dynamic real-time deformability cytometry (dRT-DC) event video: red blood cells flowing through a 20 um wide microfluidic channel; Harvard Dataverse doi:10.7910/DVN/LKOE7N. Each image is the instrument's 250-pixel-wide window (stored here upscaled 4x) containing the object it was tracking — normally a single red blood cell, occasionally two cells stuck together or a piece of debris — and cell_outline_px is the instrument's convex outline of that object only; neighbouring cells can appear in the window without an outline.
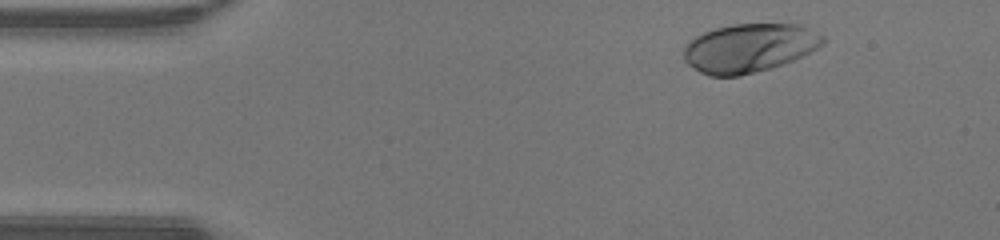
{"species": "human", "species_latin": "Homo sapiens", "temperature_condition": "warm", "stored_images_in_passage": 44, "camera_frame_rate_fps": 3000, "um_per_image_px": 0.085, "donor": {"sex": "male"}, "frame": {"image": 1, "passage_image": 3, "time_ms": 0.667, "image_size_px": [1000, 240], "cell_outline_px": [[824, 44], [784, 64], [740, 76], [708, 76], [684, 64], [684, 48], [688, 40], [704, 32], [716, 28], [732, 24], [800, 24], [824, 36]], "centroid_in_image_um": [63.63, 4.08], "position_along_channel_um": 21.4, "area_um2": 39.54}}
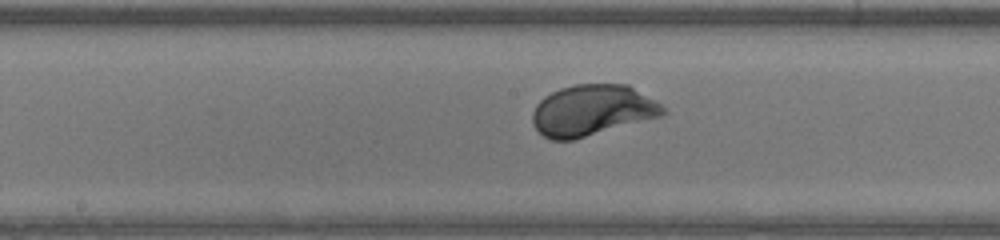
{"frame": {"image": 2, "passage_image": 21, "time_ms": 6.667, "image_size_px": [1000, 240], "cell_outline_px": [[668, 112], [660, 116], [572, 140], [552, 140], [544, 136], [532, 124], [532, 112], [536, 104], [544, 96], [560, 88], [576, 84], [628, 84], [656, 100]], "centroid_in_image_um": [50.32, 9.36], "position_along_channel_um": 197.9, "area_um2": 38.61}}
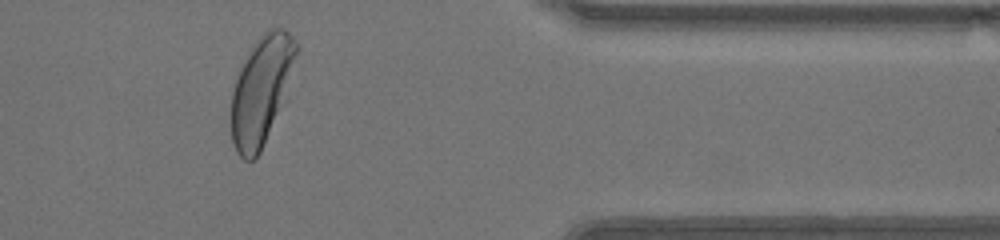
{"frame": {"image": 3, "passage_image": 36, "time_ms": 11.667, "image_size_px": [1000, 240], "cell_outline_px": [[300, 48], [260, 152], [252, 160], [244, 160], [236, 152], [232, 140], [232, 92], [240, 68], [248, 52], [256, 40], [268, 28], [284, 28], [300, 44]], "centroid_in_image_um": [22.18, 7.58], "position_along_channel_um": 389.2, "area_um2": 39.3}, "authors_computed_cell_mechanics": {"area_um2": 39.0439, "velocity_mm_per_s": 4.3063, "shape_relaxation_time_tau1_ms": 1.5258, "shape_relaxation_time_tau2_ms": null, "deformation_change_tau1": 0.1393, "deformation_change_tau2": null}}